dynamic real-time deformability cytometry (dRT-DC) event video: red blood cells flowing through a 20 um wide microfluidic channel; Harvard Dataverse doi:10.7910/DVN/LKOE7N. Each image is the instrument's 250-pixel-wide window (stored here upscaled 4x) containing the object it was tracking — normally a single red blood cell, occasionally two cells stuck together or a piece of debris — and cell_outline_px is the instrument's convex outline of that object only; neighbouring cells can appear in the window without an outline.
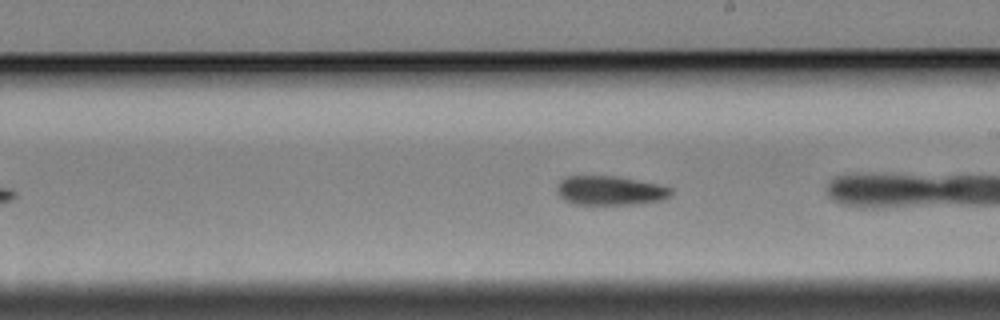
{"species": "Egyptian fruit bat (a non-hibernating species)", "species_latin": "Rousettus aegyptiacus", "temperature_condition": "cold", "stored_images_in_passage": 16, "camera_frame_rate_fps": 3000, "um_per_image_px": 0.085, "animal": {"sex": "female"}, "frame": {"image": 1, "passage_image": 15, "time_ms": 4.667, "image_size_px": [1000, 320], "cell_outline_px": [[672, 196], [664, 200], [636, 204], [572, 204], [564, 200], [556, 192], [556, 184], [564, 176], [616, 176], [640, 180], [660, 184], [672, 188]], "centroid_in_image_um": [51.87, 16.19], "position_along_channel_um": 237.1, "area_um2": 19.83}}